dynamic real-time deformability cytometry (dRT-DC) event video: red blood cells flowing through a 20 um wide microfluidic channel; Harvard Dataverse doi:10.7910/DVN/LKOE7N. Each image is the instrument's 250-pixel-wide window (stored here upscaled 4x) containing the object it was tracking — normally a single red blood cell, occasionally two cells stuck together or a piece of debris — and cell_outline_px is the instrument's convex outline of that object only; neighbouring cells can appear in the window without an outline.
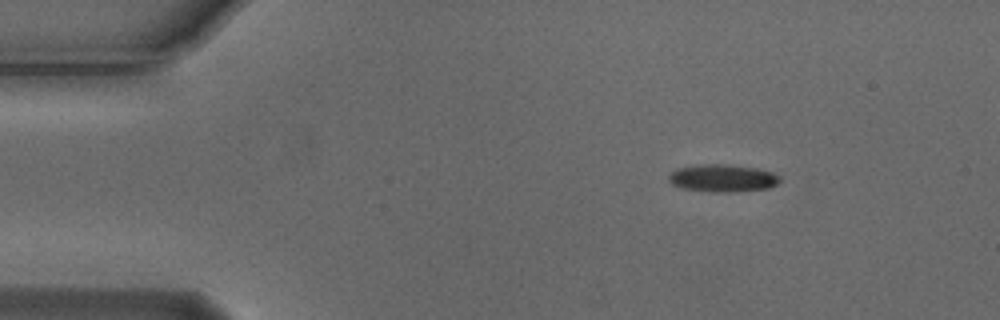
{"species": "Egyptian fruit bat (a non-hibernating species)", "species_latin": "Rousettus aegyptiacus", "temperature_condition": "cold", "stored_images_in_passage": 4, "camera_frame_rate_fps": 3000, "um_per_image_px": 0.085, "animal": {"sex": "male"}, "frame": {"image": 1, "passage_image": 1, "time_ms": 0.0, "image_size_px": [1000, 320], "cell_outline_px": [[780, 180], [776, 184], [768, 188], [736, 192], [712, 192], [684, 188], [672, 184], [668, 180], [668, 176], [676, 168], [700, 164], [728, 164], [756, 168], [772, 172], [780, 176]], "centroid_in_image_um": [61.42, 15.14], "position_along_channel_um": 23.6, "area_um2": 17.86}}
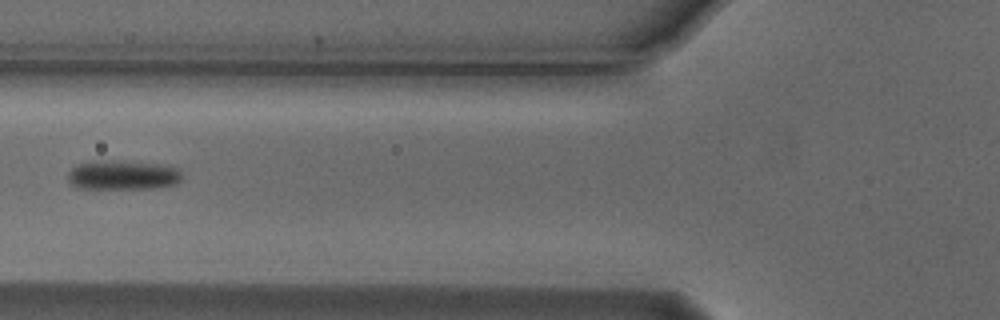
{"frame": {"image": 2, "passage_image": 4, "time_ms": 1.0, "image_size_px": [1000, 320], "cell_outline_px": [[180, 180], [176, 184], [152, 188], [76, 188], [68, 180], [68, 172], [76, 164], [92, 160], [112, 160], [168, 164], [180, 168]], "centroid_in_image_um": [10.43, 14.85], "position_along_channel_um": 115.4, "area_um2": 19.88}}